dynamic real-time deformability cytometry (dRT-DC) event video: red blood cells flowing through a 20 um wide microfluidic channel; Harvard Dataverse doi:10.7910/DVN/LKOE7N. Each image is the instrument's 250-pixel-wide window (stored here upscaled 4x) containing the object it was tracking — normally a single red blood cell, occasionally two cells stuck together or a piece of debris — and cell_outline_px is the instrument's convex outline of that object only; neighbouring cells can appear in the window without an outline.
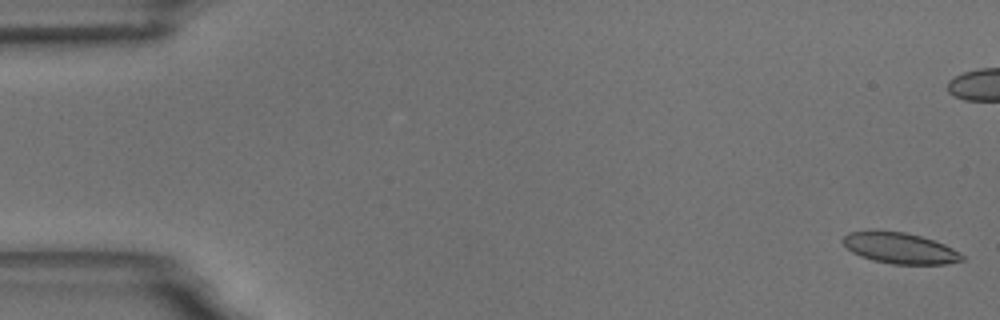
{"species": "common noctule bat (a hibernating species)", "species_latin": "Nyctalus noctula", "temperature_condition": "room temperature", "stored_images_in_passage": 59, "camera_frame_rate_fps": 3000, "um_per_image_px": 0.085, "animal": {"sex": "male", "body_mass_g": 18.8}, "frame": {"image": 1, "passage_image": 1, "time_ms": 0.0, "image_size_px": [1000, 320], "cell_outline_px": [[964, 260], [944, 264], [892, 264], [872, 260], [860, 256], [852, 252], [840, 240], [848, 232], [904, 232], [920, 236], [944, 244], [960, 252], [964, 256]], "centroid_in_image_um": [76.51, 21.11], "position_along_channel_um": 8.5, "area_um2": 21.1}}
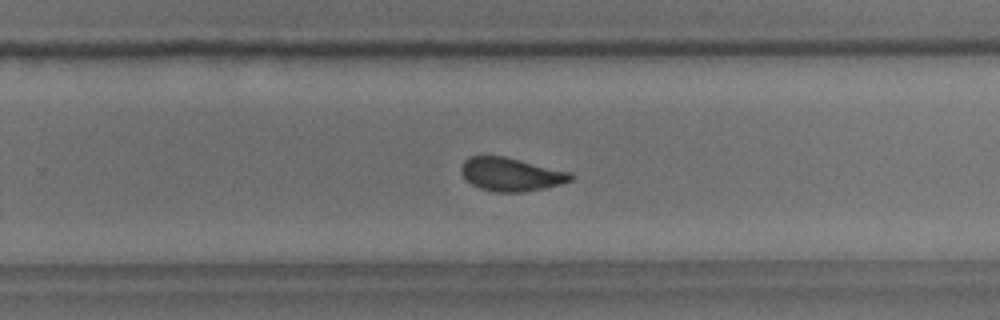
{"frame": {"image": 2, "passage_image": 37, "time_ms": 12.0, "image_size_px": [1000, 320], "cell_outline_px": [[576, 176], [572, 180], [560, 184], [544, 188], [520, 192], [496, 192], [480, 188], [472, 184], [460, 172], [460, 168], [464, 160], [468, 156], [504, 156], [572, 172]], "centroid_in_image_um": [43.45, 14.81], "position_along_channel_um": 286.3, "area_um2": 21.33}}
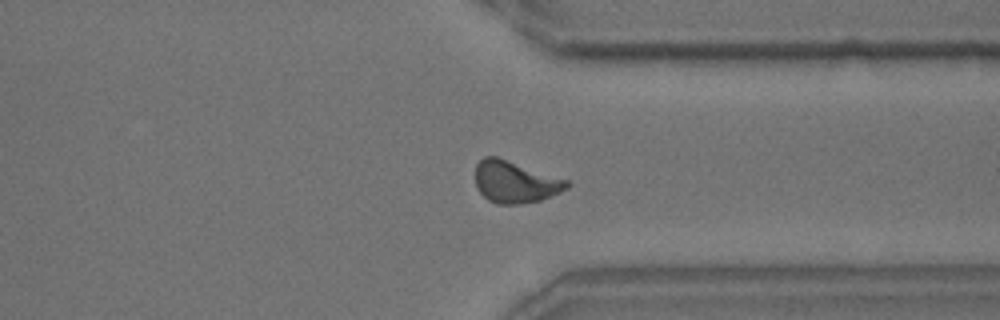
{"frame": {"image": 3, "passage_image": 44, "time_ms": 14.333, "image_size_px": [1000, 320], "cell_outline_px": [[572, 184], [568, 188], [560, 192], [540, 200], [520, 204], [496, 204], [488, 200], [476, 188], [476, 164], [484, 156], [496, 156], [568, 180]], "centroid_in_image_um": [43.78, 15.47], "position_along_channel_um": 367.6, "area_um2": 22.31}, "authors_computed_cell_mechanics": {"area_um2": 21.7906, "velocity_mm_per_s": 3.5029, "shape_relaxation_time_tau1_ms": 5.5947, "shape_relaxation_time_tau2_ms": 1.6379, "deformation_change_tau1": 0.1401, "deformation_change_tau2": 0.0683}}